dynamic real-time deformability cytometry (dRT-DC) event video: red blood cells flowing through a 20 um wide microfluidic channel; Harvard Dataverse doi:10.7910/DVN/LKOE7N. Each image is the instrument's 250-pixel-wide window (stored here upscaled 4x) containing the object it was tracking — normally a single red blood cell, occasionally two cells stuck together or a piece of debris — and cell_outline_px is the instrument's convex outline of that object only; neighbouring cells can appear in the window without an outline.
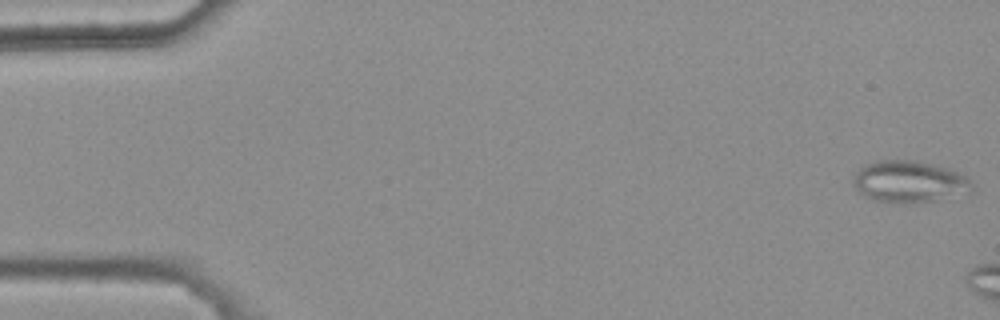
{"species": "common noctule bat (a hibernating species)", "species_latin": "Nyctalus noctula", "temperature_condition": "warm", "stored_images_in_passage": 7, "camera_frame_rate_fps": 3000, "um_per_image_px": 0.085, "animal": {"sex": "female", "body_mass_g": 25.1}, "frame": {"image": 1, "passage_image": 1, "time_ms": 0.0, "image_size_px": [1000, 320], "cell_outline_px": [[972, 188], [968, 192], [932, 200], [872, 200], [860, 192], [856, 188], [852, 180], [856, 172], [860, 168], [868, 164], [880, 160], [908, 160], [948, 168], [960, 172], [968, 176]], "centroid_in_image_um": [77.28, 15.39], "position_along_channel_um": 7.7, "area_um2": 27.51}}